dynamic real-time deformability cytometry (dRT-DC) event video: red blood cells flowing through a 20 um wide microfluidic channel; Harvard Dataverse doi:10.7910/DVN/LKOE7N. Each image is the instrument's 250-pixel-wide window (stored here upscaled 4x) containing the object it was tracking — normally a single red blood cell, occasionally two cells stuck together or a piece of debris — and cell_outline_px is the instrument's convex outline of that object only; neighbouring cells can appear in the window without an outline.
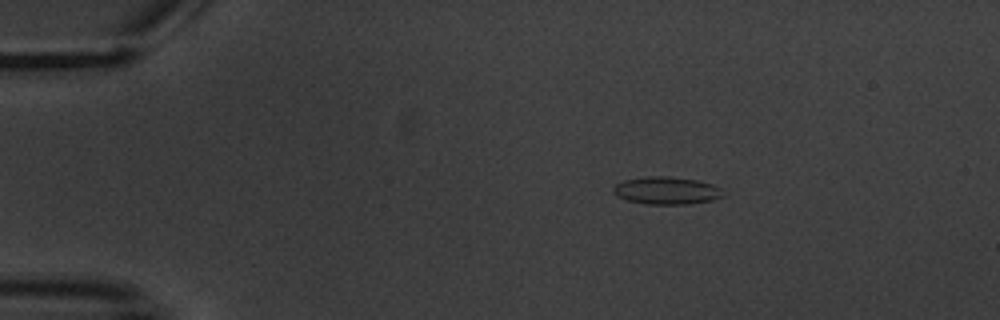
{"species": "common noctule bat (a hibernating species)", "species_latin": "Nyctalus noctula", "temperature_condition": "warm", "stored_images_in_passage": 4, "segment_of_instrument_passage": [1, 2], "camera_frame_rate_fps": 3000, "um_per_image_px": 0.085, "animal": {"sex": "male", "body_mass_g": 20.1, "forearm_length_mm": 53.5}, "frame": {"image": 1, "passage_image": 1, "time_ms": 0.0, "image_size_px": [1000, 320], "cell_outline_px": [[724, 196], [712, 200], [688, 204], [644, 204], [628, 200], [616, 196], [612, 192], [612, 188], [616, 184], [624, 180], [648, 176], [668, 176], [696, 180], [712, 184], [720, 188]], "centroid_in_image_um": [56.63, 16.2], "position_along_channel_um": 28.4, "area_um2": 17.63}}